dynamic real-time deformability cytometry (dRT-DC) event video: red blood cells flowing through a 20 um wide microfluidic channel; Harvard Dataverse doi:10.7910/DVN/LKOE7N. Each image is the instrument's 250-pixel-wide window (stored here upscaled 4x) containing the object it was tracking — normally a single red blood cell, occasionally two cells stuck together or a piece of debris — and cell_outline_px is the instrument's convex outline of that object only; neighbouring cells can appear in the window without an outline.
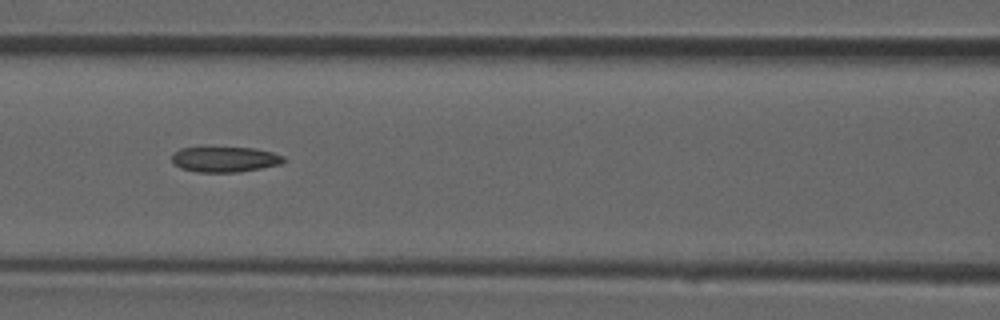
{"species": "common noctule bat (a hibernating species)", "species_latin": "Nyctalus noctula", "temperature_condition": "room temperature", "stored_images_in_passage": 29, "camera_frame_rate_fps": 3000, "um_per_image_px": 0.085, "animal": {"sex": "male", "forearm_length_mm": 52.5}, "frame": {"image": 1, "passage_image": 9, "time_ms": 2.667, "image_size_px": [1000, 320], "cell_outline_px": [[288, 160], [280, 164], [260, 168], [236, 172], [196, 172], [180, 168], [172, 164], [172, 156], [180, 148], [200, 144], [256, 148], [272, 152], [284, 156]], "centroid_in_image_um": [19.05, 13.48], "position_along_channel_um": 147.5, "area_um2": 17.57}}